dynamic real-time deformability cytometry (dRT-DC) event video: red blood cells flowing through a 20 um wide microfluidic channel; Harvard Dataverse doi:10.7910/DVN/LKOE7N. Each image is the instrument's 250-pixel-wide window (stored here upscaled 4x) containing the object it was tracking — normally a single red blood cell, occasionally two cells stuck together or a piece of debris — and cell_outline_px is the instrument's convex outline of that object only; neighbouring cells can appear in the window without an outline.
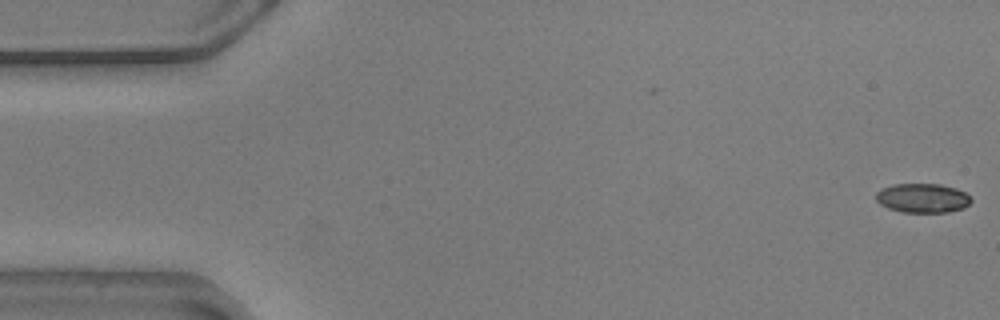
{"species": "common noctule bat (a hibernating species)", "species_latin": "Nyctalus noctula", "temperature_condition": "warm", "stored_images_in_passage": 2, "camera_frame_rate_fps": 3000, "um_per_image_px": 0.085, "animal": {"sex": "male", "body_mass_g": 20.5, "forearm_length_mm": 52.5}, "frame": {"image": 1, "passage_image": 2, "time_ms": 0.333, "image_size_px": [1000, 320], "cell_outline_px": [[972, 200], [964, 208], [948, 212], [904, 212], [888, 208], [880, 204], [876, 200], [876, 192], [880, 188], [892, 184], [940, 184], [956, 188], [964, 192]], "centroid_in_image_um": [78.39, 16.83], "position_along_channel_um": 6.6, "area_um2": 16.24}}